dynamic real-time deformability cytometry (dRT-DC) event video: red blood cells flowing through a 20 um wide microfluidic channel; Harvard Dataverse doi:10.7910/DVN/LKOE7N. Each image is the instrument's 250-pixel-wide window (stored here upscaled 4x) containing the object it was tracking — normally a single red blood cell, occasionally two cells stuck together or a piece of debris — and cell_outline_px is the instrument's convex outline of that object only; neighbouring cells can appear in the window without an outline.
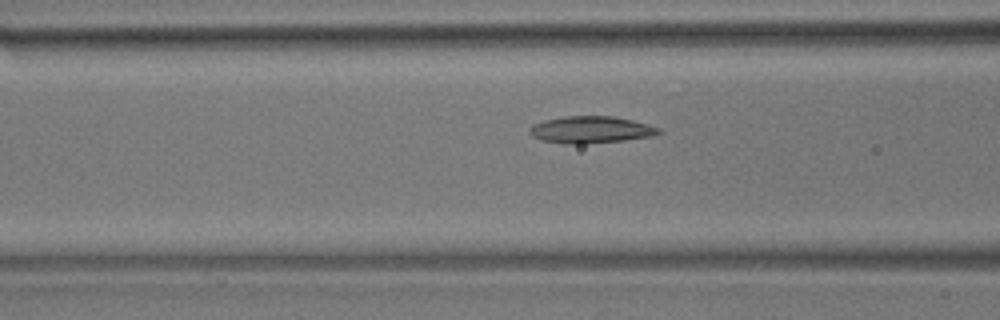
{"species": "common noctule bat (a hibernating species)", "species_latin": "Nyctalus noctula", "temperature_condition": "room temperature", "stored_images_in_passage": 28, "camera_frame_rate_fps": 3000, "um_per_image_px": 0.085, "animal": {"sex": "male", "body_mass_g": 17.9}, "frame": {"image": 1, "passage_image": 16, "time_ms": 5.0, "image_size_px": [1000, 320], "cell_outline_px": [[664, 132], [652, 136], [624, 140], [584, 144], [564, 144], [540, 140], [532, 136], [528, 132], [528, 128], [532, 124], [544, 120], [564, 116], [612, 116], [632, 120], [648, 124], [660, 128]], "centroid_in_image_um": [50.19, 11.03], "position_along_channel_um": 116.4, "area_um2": 20.52}}
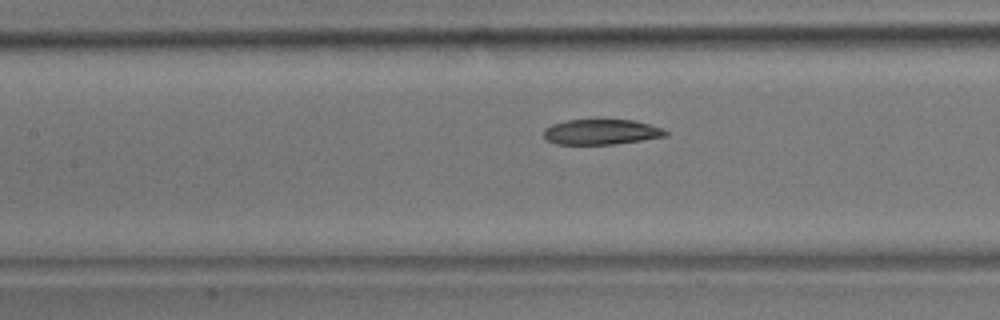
{"frame": {"image": 2, "passage_image": 19, "time_ms": 6.0, "image_size_px": [1000, 320], "cell_outline_px": [[668, 136], [616, 144], [556, 144], [548, 140], [544, 136], [544, 128], [552, 124], [568, 120], [632, 120], [648, 124], [660, 128], [668, 132]], "centroid_in_image_um": [51.1, 11.22], "position_along_channel_um": 156.3, "area_um2": 17.8}}
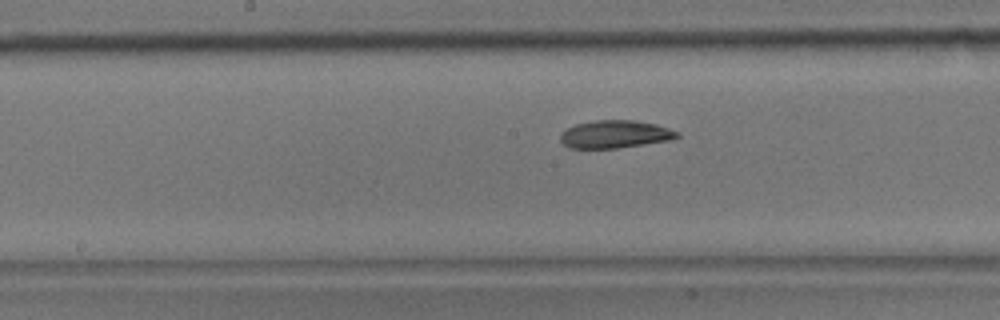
{"frame": {"image": 3, "passage_image": 22, "time_ms": 7.0, "image_size_px": [1000, 320], "cell_outline_px": [[680, 136], [672, 140], [616, 148], [568, 148], [560, 140], [560, 132], [576, 124], [596, 120], [636, 120], [656, 124], [680, 132]], "centroid_in_image_um": [52.29, 11.41], "position_along_channel_um": 195.9, "area_um2": 18.96}}